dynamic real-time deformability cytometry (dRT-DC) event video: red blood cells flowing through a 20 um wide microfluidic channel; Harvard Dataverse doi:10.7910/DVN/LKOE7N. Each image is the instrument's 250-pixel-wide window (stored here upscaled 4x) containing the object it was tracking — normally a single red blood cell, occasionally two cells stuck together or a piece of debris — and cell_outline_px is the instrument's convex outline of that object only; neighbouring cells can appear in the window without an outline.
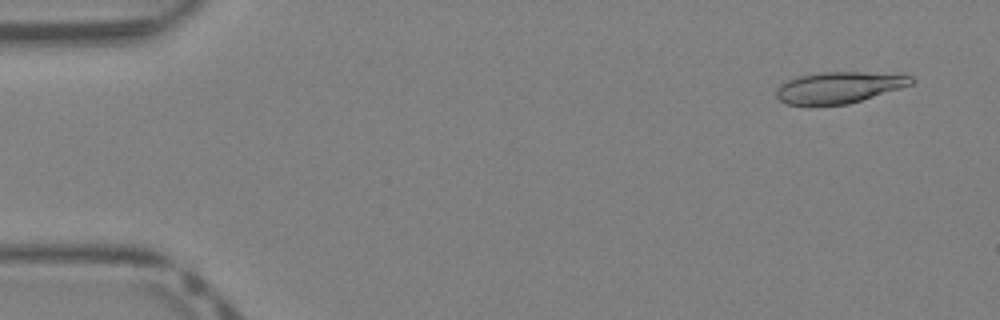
{"species": "Egyptian fruit bat (a non-hibernating species)", "species_latin": "Rousettus aegyptiacus", "temperature_condition": "warm", "stored_images_in_passage": 40, "camera_frame_rate_fps": 3000, "um_per_image_px": 0.085, "animal": {"sex": "female"}, "frame": {"image": 1, "passage_image": 3, "time_ms": 0.667, "image_size_px": [1000, 320], "cell_outline_px": [[916, 80], [912, 84], [900, 88], [848, 104], [808, 108], [788, 104], [780, 100], [776, 96], [776, 88], [780, 84], [796, 76], [820, 72], [860, 72], [912, 76]], "centroid_in_image_um": [71.21, 7.47], "position_along_channel_um": 13.8, "area_um2": 25.14}}
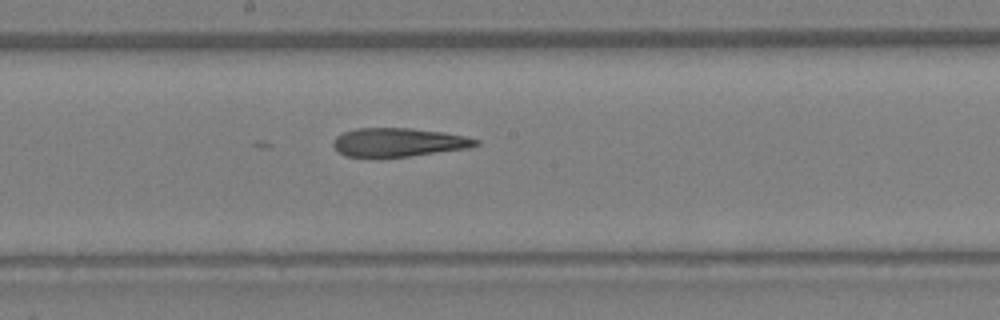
{"frame": {"image": 2, "passage_image": 22, "time_ms": 7.0, "image_size_px": [1000, 320], "cell_outline_px": [[480, 144], [468, 148], [408, 156], [344, 156], [332, 144], [336, 136], [344, 132], [356, 128], [412, 128], [444, 132], [464, 136], [480, 140]], "centroid_in_image_um": [33.9, 12.08], "position_along_channel_um": 214.3, "area_um2": 23.47}}
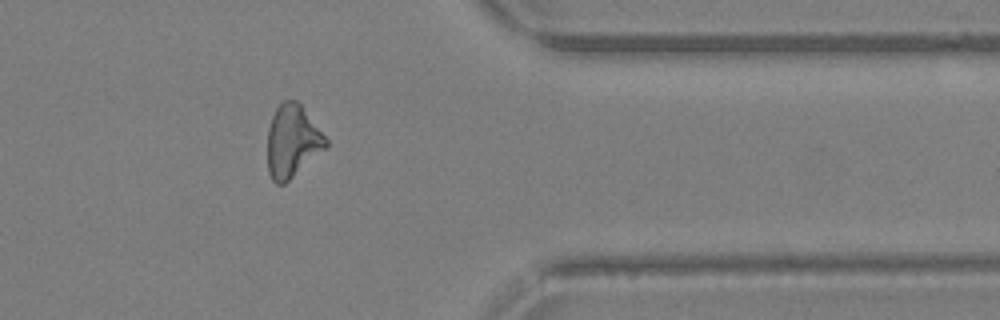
{"frame": {"image": 3, "passage_image": 33, "time_ms": 10.667, "image_size_px": [1000, 320], "cell_outline_px": [[328, 148], [284, 184], [276, 184], [272, 180], [268, 172], [268, 128], [272, 116], [276, 108], [284, 100], [296, 100], [300, 104], [328, 140]], "centroid_in_image_um": [24.86, 12.03], "position_along_channel_um": 386.5, "area_um2": 24.68}}